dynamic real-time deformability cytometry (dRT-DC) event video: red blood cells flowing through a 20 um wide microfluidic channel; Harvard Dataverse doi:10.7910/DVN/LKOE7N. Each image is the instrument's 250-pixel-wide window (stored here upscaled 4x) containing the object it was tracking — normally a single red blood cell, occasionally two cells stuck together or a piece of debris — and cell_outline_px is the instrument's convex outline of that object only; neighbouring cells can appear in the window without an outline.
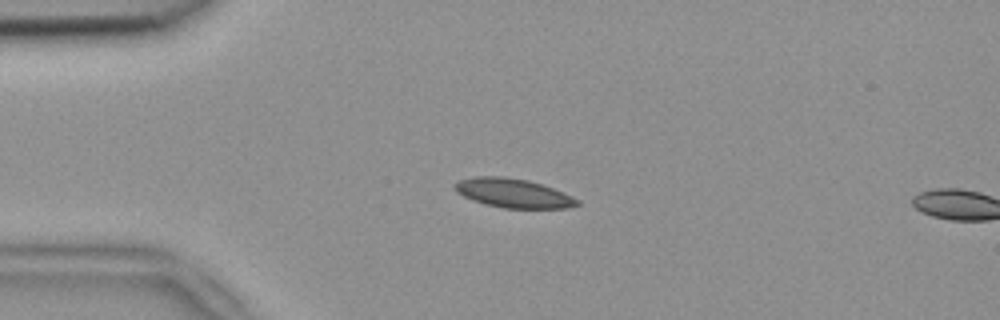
{"species": "common noctule bat (a hibernating species)", "species_latin": "Nyctalus noctula", "temperature_condition": "room temperature", "stored_images_in_passage": 4, "camera_frame_rate_fps": 3000, "um_per_image_px": 0.085, "animal": {"sex": "female", "body_mass_g": 18.4}, "frame": {"image": 1, "passage_image": 3, "time_ms": 0.667, "image_size_px": [1000, 320], "cell_outline_px": [[580, 204], [568, 208], [504, 208], [484, 204], [472, 200], [456, 192], [452, 188], [452, 184], [460, 180], [476, 176], [504, 176], [528, 180], [552, 188], [572, 196], [580, 200]], "centroid_in_image_um": [43.59, 16.41], "position_along_channel_um": 41.4, "area_um2": 20.81}}